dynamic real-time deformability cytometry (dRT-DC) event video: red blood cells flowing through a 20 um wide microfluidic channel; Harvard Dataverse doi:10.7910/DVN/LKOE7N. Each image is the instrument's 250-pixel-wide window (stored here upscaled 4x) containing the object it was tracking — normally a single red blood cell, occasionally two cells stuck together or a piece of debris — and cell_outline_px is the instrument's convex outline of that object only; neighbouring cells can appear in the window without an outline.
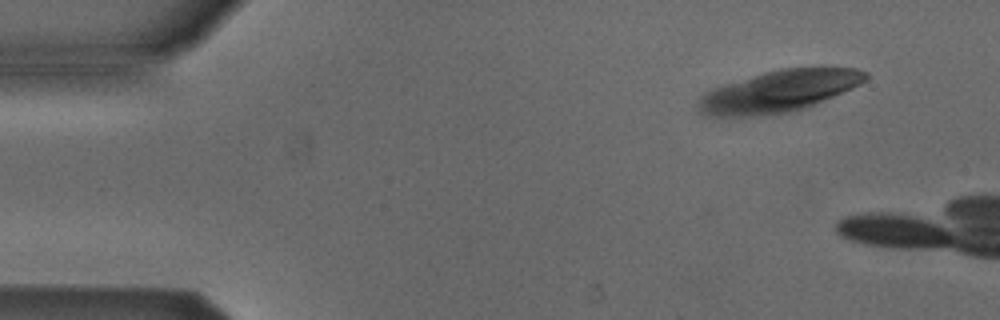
{"species": "Egyptian fruit bat (a non-hibernating species)", "species_latin": "Rousettus aegyptiacus", "temperature_condition": "cold", "stored_images_in_passage": 2, "camera_frame_rate_fps": 3000, "um_per_image_px": 0.085, "animal": {"sex": "male"}, "frame": {"image": 1, "passage_image": 1, "time_ms": 0.0, "image_size_px": [1000, 320], "cell_outline_px": [[868, 76], [860, 84], [852, 88], [808, 108], [796, 112], [748, 116], [704, 116], [696, 112], [696, 104], [700, 96], [704, 92], [712, 88], [724, 84], [764, 72], [780, 68], [856, 68], [868, 72]], "centroid_in_image_um": [66.15, 7.78], "position_along_channel_um": 18.9, "area_um2": 40.98}}